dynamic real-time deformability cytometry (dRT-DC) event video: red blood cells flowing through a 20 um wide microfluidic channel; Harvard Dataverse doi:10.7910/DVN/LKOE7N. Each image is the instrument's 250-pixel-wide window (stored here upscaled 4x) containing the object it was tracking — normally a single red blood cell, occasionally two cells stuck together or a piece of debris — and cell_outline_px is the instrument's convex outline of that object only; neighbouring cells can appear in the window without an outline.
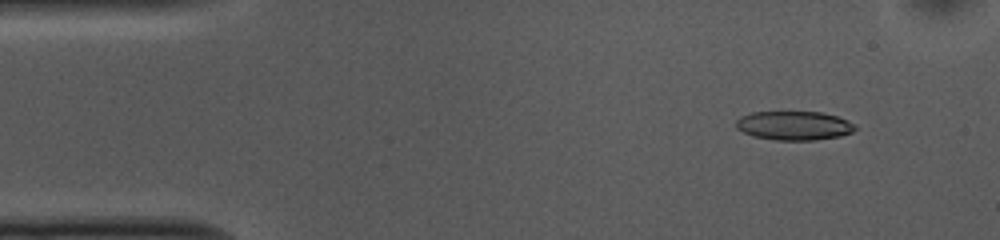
{"species": "common noctule bat (a hibernating species)", "species_latin": "Nyctalus noctula", "temperature_condition": "cold", "stored_images_in_passage": 51, "camera_frame_rate_fps": 3000, "um_per_image_px": 0.085, "animal": {"sex": "female", "body_mass_g": 10.0, "forearm_length_mm": 53.1}, "frame": {"image": 1, "passage_image": 4, "time_ms": 1.0, "image_size_px": [1000, 240], "cell_outline_px": [[856, 128], [852, 132], [840, 136], [816, 140], [776, 140], [752, 136], [736, 128], [736, 120], [740, 116], [752, 112], [820, 112], [836, 116], [848, 120]], "centroid_in_image_um": [67.46, 10.68], "position_along_channel_um": 17.5, "area_um2": 20.06}}
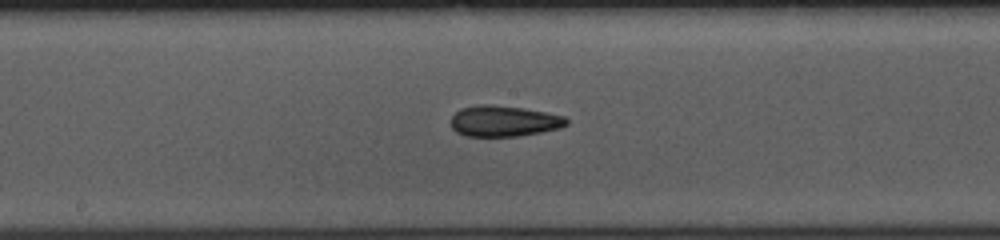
{"frame": {"image": 2, "passage_image": 25, "time_ms": 8.0, "image_size_px": [1000, 240], "cell_outline_px": [[568, 124], [560, 128], [520, 136], [464, 136], [456, 132], [452, 128], [452, 116], [460, 108], [480, 104], [484, 104], [524, 108], [564, 116], [568, 120]], "centroid_in_image_um": [42.82, 10.29], "position_along_channel_um": 205.4, "area_um2": 20.75}}
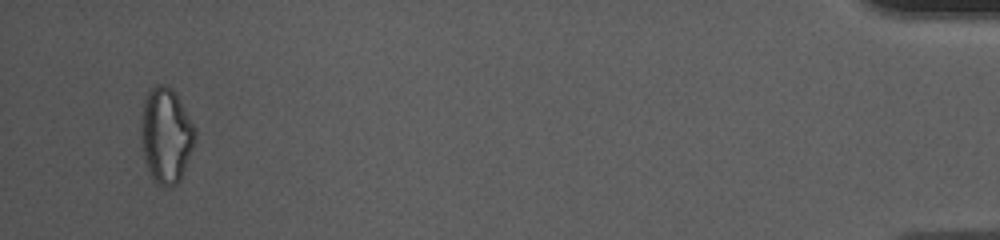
{"frame": {"image": 3, "passage_image": 49, "time_ms": 16.0, "image_size_px": [1000, 240], "cell_outline_px": [[196, 140], [180, 180], [172, 188], [160, 188], [156, 184], [148, 168], [144, 156], [140, 136], [140, 124], [144, 104], [148, 88], [156, 84], [168, 84], [172, 88], [180, 100], [196, 128]], "centroid_in_image_um": [14.12, 11.5], "position_along_channel_um": 421.1, "area_um2": 30.46}, "authors_computed_cell_mechanics": {"area_um2": 21.0392, "velocity_mm_per_s": 3.7475, "shape_relaxation_time_tau1_ms": 4.1621, "shape_relaxation_time_tau2_ms": 6.4153, "deformation_change_tau1": 0.1372, "deformation_change_tau2": 0.1754}}